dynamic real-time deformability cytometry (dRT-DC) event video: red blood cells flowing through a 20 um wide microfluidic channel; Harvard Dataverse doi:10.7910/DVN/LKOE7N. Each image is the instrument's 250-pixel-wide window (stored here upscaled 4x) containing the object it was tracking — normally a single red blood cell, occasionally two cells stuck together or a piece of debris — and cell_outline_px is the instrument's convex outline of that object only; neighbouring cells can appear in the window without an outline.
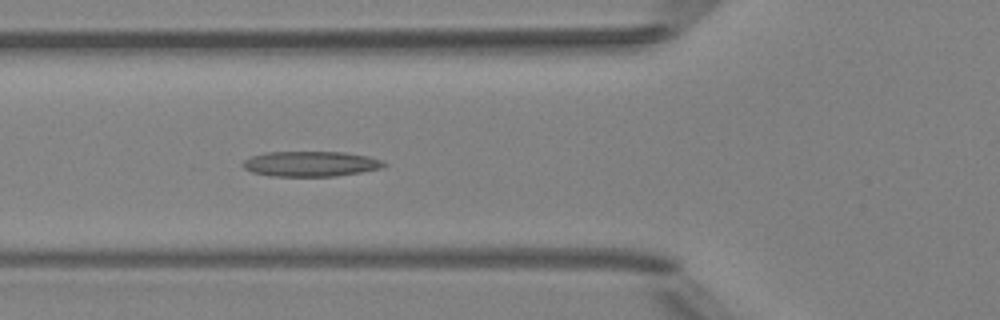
{"species": "Egyptian fruit bat (a non-hibernating species)", "species_latin": "Rousettus aegyptiacus", "temperature_condition": "room temperature", "stored_images_in_passage": 6, "camera_frame_rate_fps": 3000, "um_per_image_px": 0.085, "animal": {"sex": "female"}, "frame": {"image": 1, "passage_image": 6, "time_ms": 5.667, "image_size_px": [1000, 320], "cell_outline_px": [[388, 164], [384, 168], [336, 176], [272, 176], [252, 172], [244, 168], [240, 164], [244, 160], [252, 156], [264, 152], [344, 152], [368, 156], [380, 160]], "centroid_in_image_um": [26.4, 13.92], "position_along_channel_um": 99.4, "area_um2": 20.81}}